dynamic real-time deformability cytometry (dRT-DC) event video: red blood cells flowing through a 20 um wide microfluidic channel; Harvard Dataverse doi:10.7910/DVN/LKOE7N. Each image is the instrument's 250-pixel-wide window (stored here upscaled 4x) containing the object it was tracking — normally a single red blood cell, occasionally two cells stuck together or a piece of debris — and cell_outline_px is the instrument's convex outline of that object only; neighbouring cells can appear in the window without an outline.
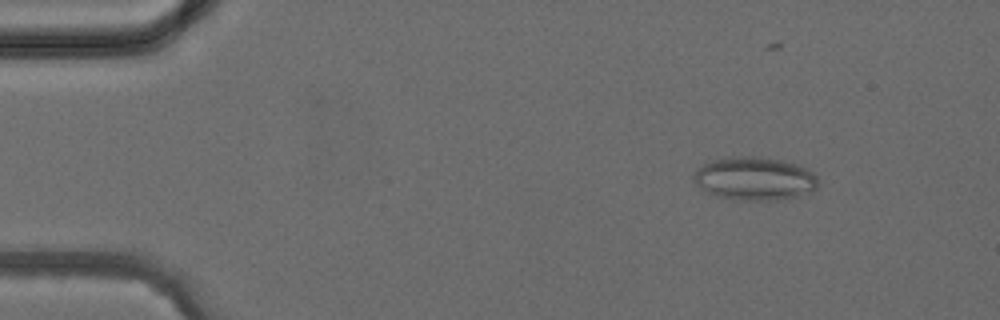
{"species": "common noctule bat (a hibernating species)", "species_latin": "Nyctalus noctula", "temperature_condition": "cold", "stored_images_in_passage": 3, "camera_frame_rate_fps": 3000, "um_per_image_px": 0.085, "animal": {"sex": "female", "body_mass_g": 24.6, "forearm_length_mm": 56.2}, "frame": {"image": 1, "passage_image": 1, "time_ms": 0.0, "image_size_px": [1000, 320], "cell_outline_px": [[816, 188], [812, 192], [800, 196], [768, 200], [740, 200], [716, 196], [708, 192], [696, 184], [692, 176], [704, 164], [712, 160], [728, 156], [756, 156], [784, 160], [796, 164], [812, 172], [816, 176]], "centroid_in_image_um": [64.14, 15.17], "position_along_channel_um": 20.9, "area_um2": 31.21}}